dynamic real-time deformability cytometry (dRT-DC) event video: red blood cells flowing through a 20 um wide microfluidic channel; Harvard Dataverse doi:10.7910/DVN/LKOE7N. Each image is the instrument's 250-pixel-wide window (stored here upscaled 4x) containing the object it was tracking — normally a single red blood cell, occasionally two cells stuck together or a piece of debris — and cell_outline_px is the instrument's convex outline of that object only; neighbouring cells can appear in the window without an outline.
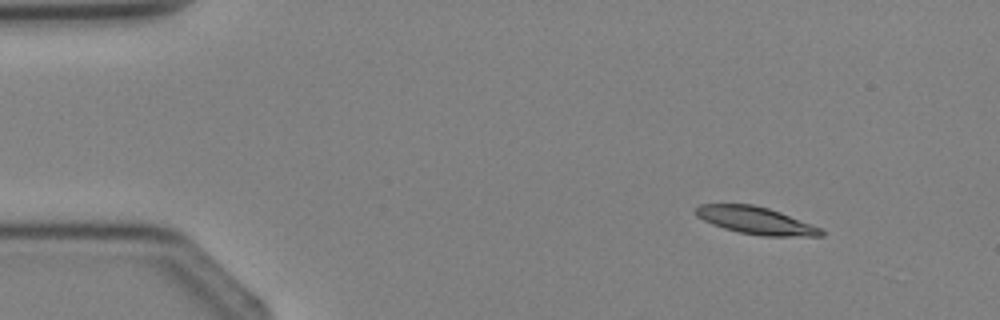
{"species": "Egyptian fruit bat (a non-hibernating species)", "species_latin": "Rousettus aegyptiacus", "temperature_condition": "cold", "stored_images_in_passage": 3, "camera_frame_rate_fps": 3000, "um_per_image_px": 0.085, "animal": {"sex": "female"}, "frame": {"image": 1, "passage_image": 1, "time_ms": 0.0, "image_size_px": [1000, 320], "cell_outline_px": [[824, 236], [764, 236], [740, 232], [724, 228], [712, 224], [696, 216], [692, 208], [700, 204], [752, 204], [768, 208], [780, 212], [820, 228], [824, 232]], "centroid_in_image_um": [64.18, 18.73], "position_along_channel_um": 20.8, "area_um2": 19.83}}